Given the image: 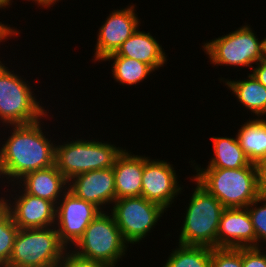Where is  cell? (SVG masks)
<instances>
[{
	"label": "cell",
	"mask_w": 266,
	"mask_h": 267,
	"mask_svg": "<svg viewBox=\"0 0 266 267\" xmlns=\"http://www.w3.org/2000/svg\"><path fill=\"white\" fill-rule=\"evenodd\" d=\"M20 34L19 31H17V29L12 28L10 25L6 26L4 25V23L2 24V22H0V43L6 39H8L9 37H11L13 35H18Z\"/></svg>",
	"instance_id": "cell-31"
},
{
	"label": "cell",
	"mask_w": 266,
	"mask_h": 267,
	"mask_svg": "<svg viewBox=\"0 0 266 267\" xmlns=\"http://www.w3.org/2000/svg\"><path fill=\"white\" fill-rule=\"evenodd\" d=\"M114 60L112 75L115 81L125 85H136L155 72L148 64L123 56H106L102 61ZM125 84V85H124Z\"/></svg>",
	"instance_id": "cell-22"
},
{
	"label": "cell",
	"mask_w": 266,
	"mask_h": 267,
	"mask_svg": "<svg viewBox=\"0 0 266 267\" xmlns=\"http://www.w3.org/2000/svg\"><path fill=\"white\" fill-rule=\"evenodd\" d=\"M213 140L214 156L206 168L237 169L245 166H255L251 163L237 138L211 137Z\"/></svg>",
	"instance_id": "cell-20"
},
{
	"label": "cell",
	"mask_w": 266,
	"mask_h": 267,
	"mask_svg": "<svg viewBox=\"0 0 266 267\" xmlns=\"http://www.w3.org/2000/svg\"><path fill=\"white\" fill-rule=\"evenodd\" d=\"M169 255L163 267H211L212 248L181 245Z\"/></svg>",
	"instance_id": "cell-23"
},
{
	"label": "cell",
	"mask_w": 266,
	"mask_h": 267,
	"mask_svg": "<svg viewBox=\"0 0 266 267\" xmlns=\"http://www.w3.org/2000/svg\"><path fill=\"white\" fill-rule=\"evenodd\" d=\"M246 80H222L238 101L259 118L266 115V87L249 73Z\"/></svg>",
	"instance_id": "cell-19"
},
{
	"label": "cell",
	"mask_w": 266,
	"mask_h": 267,
	"mask_svg": "<svg viewBox=\"0 0 266 267\" xmlns=\"http://www.w3.org/2000/svg\"><path fill=\"white\" fill-rule=\"evenodd\" d=\"M197 165L193 181H197L215 196L224 208H246L257 197L256 168L245 166L237 169L201 168Z\"/></svg>",
	"instance_id": "cell-2"
},
{
	"label": "cell",
	"mask_w": 266,
	"mask_h": 267,
	"mask_svg": "<svg viewBox=\"0 0 266 267\" xmlns=\"http://www.w3.org/2000/svg\"><path fill=\"white\" fill-rule=\"evenodd\" d=\"M260 247L242 248V267H266V252Z\"/></svg>",
	"instance_id": "cell-28"
},
{
	"label": "cell",
	"mask_w": 266,
	"mask_h": 267,
	"mask_svg": "<svg viewBox=\"0 0 266 267\" xmlns=\"http://www.w3.org/2000/svg\"><path fill=\"white\" fill-rule=\"evenodd\" d=\"M185 212L178 244L217 248L222 203L197 181Z\"/></svg>",
	"instance_id": "cell-3"
},
{
	"label": "cell",
	"mask_w": 266,
	"mask_h": 267,
	"mask_svg": "<svg viewBox=\"0 0 266 267\" xmlns=\"http://www.w3.org/2000/svg\"><path fill=\"white\" fill-rule=\"evenodd\" d=\"M36 2L38 6H41L42 8H49L52 7L51 5H54L59 0H32V2Z\"/></svg>",
	"instance_id": "cell-32"
},
{
	"label": "cell",
	"mask_w": 266,
	"mask_h": 267,
	"mask_svg": "<svg viewBox=\"0 0 266 267\" xmlns=\"http://www.w3.org/2000/svg\"><path fill=\"white\" fill-rule=\"evenodd\" d=\"M2 63L0 60V121L9 128L42 121L47 110L35 98L28 81Z\"/></svg>",
	"instance_id": "cell-5"
},
{
	"label": "cell",
	"mask_w": 266,
	"mask_h": 267,
	"mask_svg": "<svg viewBox=\"0 0 266 267\" xmlns=\"http://www.w3.org/2000/svg\"><path fill=\"white\" fill-rule=\"evenodd\" d=\"M101 211L95 204L78 198L67 189L56 204L55 229L60 241L66 247H73Z\"/></svg>",
	"instance_id": "cell-10"
},
{
	"label": "cell",
	"mask_w": 266,
	"mask_h": 267,
	"mask_svg": "<svg viewBox=\"0 0 266 267\" xmlns=\"http://www.w3.org/2000/svg\"><path fill=\"white\" fill-rule=\"evenodd\" d=\"M68 190L78 198L95 204L103 211L104 206L116 200L113 167L74 176L68 181Z\"/></svg>",
	"instance_id": "cell-14"
},
{
	"label": "cell",
	"mask_w": 266,
	"mask_h": 267,
	"mask_svg": "<svg viewBox=\"0 0 266 267\" xmlns=\"http://www.w3.org/2000/svg\"><path fill=\"white\" fill-rule=\"evenodd\" d=\"M59 267H112L108 264L93 261L77 255L74 251L66 250Z\"/></svg>",
	"instance_id": "cell-27"
},
{
	"label": "cell",
	"mask_w": 266,
	"mask_h": 267,
	"mask_svg": "<svg viewBox=\"0 0 266 267\" xmlns=\"http://www.w3.org/2000/svg\"><path fill=\"white\" fill-rule=\"evenodd\" d=\"M67 249L55 226L19 229L5 267H59Z\"/></svg>",
	"instance_id": "cell-4"
},
{
	"label": "cell",
	"mask_w": 266,
	"mask_h": 267,
	"mask_svg": "<svg viewBox=\"0 0 266 267\" xmlns=\"http://www.w3.org/2000/svg\"><path fill=\"white\" fill-rule=\"evenodd\" d=\"M251 74L266 87V61H259Z\"/></svg>",
	"instance_id": "cell-30"
},
{
	"label": "cell",
	"mask_w": 266,
	"mask_h": 267,
	"mask_svg": "<svg viewBox=\"0 0 266 267\" xmlns=\"http://www.w3.org/2000/svg\"><path fill=\"white\" fill-rule=\"evenodd\" d=\"M13 2L12 0H0V9H4V7L6 8V6H9L10 4L12 5Z\"/></svg>",
	"instance_id": "cell-34"
},
{
	"label": "cell",
	"mask_w": 266,
	"mask_h": 267,
	"mask_svg": "<svg viewBox=\"0 0 266 267\" xmlns=\"http://www.w3.org/2000/svg\"><path fill=\"white\" fill-rule=\"evenodd\" d=\"M107 56H123L144 62L155 71L166 62V54L158 40L150 32L140 31L139 28L118 48L115 53Z\"/></svg>",
	"instance_id": "cell-18"
},
{
	"label": "cell",
	"mask_w": 266,
	"mask_h": 267,
	"mask_svg": "<svg viewBox=\"0 0 266 267\" xmlns=\"http://www.w3.org/2000/svg\"><path fill=\"white\" fill-rule=\"evenodd\" d=\"M122 151L121 147L94 139L67 141L55 146V166L69 181L80 173L113 167Z\"/></svg>",
	"instance_id": "cell-6"
},
{
	"label": "cell",
	"mask_w": 266,
	"mask_h": 267,
	"mask_svg": "<svg viewBox=\"0 0 266 267\" xmlns=\"http://www.w3.org/2000/svg\"><path fill=\"white\" fill-rule=\"evenodd\" d=\"M258 203H263V205L258 206ZM246 208L248 209V213L256 233V247H258L260 245L259 243H265L266 241V197H257Z\"/></svg>",
	"instance_id": "cell-25"
},
{
	"label": "cell",
	"mask_w": 266,
	"mask_h": 267,
	"mask_svg": "<svg viewBox=\"0 0 266 267\" xmlns=\"http://www.w3.org/2000/svg\"><path fill=\"white\" fill-rule=\"evenodd\" d=\"M19 228L14 223L9 210L0 200V267H5L11 257Z\"/></svg>",
	"instance_id": "cell-24"
},
{
	"label": "cell",
	"mask_w": 266,
	"mask_h": 267,
	"mask_svg": "<svg viewBox=\"0 0 266 267\" xmlns=\"http://www.w3.org/2000/svg\"><path fill=\"white\" fill-rule=\"evenodd\" d=\"M41 121L12 125L0 148V178L18 182L26 173L55 165V146L42 132Z\"/></svg>",
	"instance_id": "cell-1"
},
{
	"label": "cell",
	"mask_w": 266,
	"mask_h": 267,
	"mask_svg": "<svg viewBox=\"0 0 266 267\" xmlns=\"http://www.w3.org/2000/svg\"><path fill=\"white\" fill-rule=\"evenodd\" d=\"M18 182L16 184H19L26 193L48 200L55 206L68 189V180L55 165L28 172Z\"/></svg>",
	"instance_id": "cell-16"
},
{
	"label": "cell",
	"mask_w": 266,
	"mask_h": 267,
	"mask_svg": "<svg viewBox=\"0 0 266 267\" xmlns=\"http://www.w3.org/2000/svg\"><path fill=\"white\" fill-rule=\"evenodd\" d=\"M116 199L141 196L144 157L123 150L113 165Z\"/></svg>",
	"instance_id": "cell-17"
},
{
	"label": "cell",
	"mask_w": 266,
	"mask_h": 267,
	"mask_svg": "<svg viewBox=\"0 0 266 267\" xmlns=\"http://www.w3.org/2000/svg\"><path fill=\"white\" fill-rule=\"evenodd\" d=\"M262 41L249 24L204 44L202 48L214 65L251 67L261 61Z\"/></svg>",
	"instance_id": "cell-8"
},
{
	"label": "cell",
	"mask_w": 266,
	"mask_h": 267,
	"mask_svg": "<svg viewBox=\"0 0 266 267\" xmlns=\"http://www.w3.org/2000/svg\"><path fill=\"white\" fill-rule=\"evenodd\" d=\"M256 247V233L247 208H224L217 232V248Z\"/></svg>",
	"instance_id": "cell-15"
},
{
	"label": "cell",
	"mask_w": 266,
	"mask_h": 267,
	"mask_svg": "<svg viewBox=\"0 0 266 267\" xmlns=\"http://www.w3.org/2000/svg\"><path fill=\"white\" fill-rule=\"evenodd\" d=\"M211 267H242V248H212Z\"/></svg>",
	"instance_id": "cell-26"
},
{
	"label": "cell",
	"mask_w": 266,
	"mask_h": 267,
	"mask_svg": "<svg viewBox=\"0 0 266 267\" xmlns=\"http://www.w3.org/2000/svg\"><path fill=\"white\" fill-rule=\"evenodd\" d=\"M259 196L266 197V156L255 164Z\"/></svg>",
	"instance_id": "cell-29"
},
{
	"label": "cell",
	"mask_w": 266,
	"mask_h": 267,
	"mask_svg": "<svg viewBox=\"0 0 266 267\" xmlns=\"http://www.w3.org/2000/svg\"><path fill=\"white\" fill-rule=\"evenodd\" d=\"M101 211L86 228L84 235L75 243L73 251L86 259L115 267L126 254V241L116 224L113 214Z\"/></svg>",
	"instance_id": "cell-7"
},
{
	"label": "cell",
	"mask_w": 266,
	"mask_h": 267,
	"mask_svg": "<svg viewBox=\"0 0 266 267\" xmlns=\"http://www.w3.org/2000/svg\"><path fill=\"white\" fill-rule=\"evenodd\" d=\"M15 194L14 201L1 197L5 207L9 210L14 223L19 229L44 228L55 226L56 206L45 199L32 196L21 189ZM18 196V197H17Z\"/></svg>",
	"instance_id": "cell-13"
},
{
	"label": "cell",
	"mask_w": 266,
	"mask_h": 267,
	"mask_svg": "<svg viewBox=\"0 0 266 267\" xmlns=\"http://www.w3.org/2000/svg\"><path fill=\"white\" fill-rule=\"evenodd\" d=\"M144 156L141 196L164 209L182 192L173 164Z\"/></svg>",
	"instance_id": "cell-11"
},
{
	"label": "cell",
	"mask_w": 266,
	"mask_h": 267,
	"mask_svg": "<svg viewBox=\"0 0 266 267\" xmlns=\"http://www.w3.org/2000/svg\"><path fill=\"white\" fill-rule=\"evenodd\" d=\"M262 46H261V60L266 61V37L261 40Z\"/></svg>",
	"instance_id": "cell-33"
},
{
	"label": "cell",
	"mask_w": 266,
	"mask_h": 267,
	"mask_svg": "<svg viewBox=\"0 0 266 267\" xmlns=\"http://www.w3.org/2000/svg\"><path fill=\"white\" fill-rule=\"evenodd\" d=\"M112 205L111 213L127 244L140 243L166 212L142 196L116 199Z\"/></svg>",
	"instance_id": "cell-9"
},
{
	"label": "cell",
	"mask_w": 266,
	"mask_h": 267,
	"mask_svg": "<svg viewBox=\"0 0 266 267\" xmlns=\"http://www.w3.org/2000/svg\"><path fill=\"white\" fill-rule=\"evenodd\" d=\"M238 130L237 138L248 160L255 164L266 156V119L248 120Z\"/></svg>",
	"instance_id": "cell-21"
},
{
	"label": "cell",
	"mask_w": 266,
	"mask_h": 267,
	"mask_svg": "<svg viewBox=\"0 0 266 267\" xmlns=\"http://www.w3.org/2000/svg\"><path fill=\"white\" fill-rule=\"evenodd\" d=\"M135 7L130 5L121 10H114L99 28L95 45L94 61H102L118 48L138 29L140 19L135 14Z\"/></svg>",
	"instance_id": "cell-12"
}]
</instances>
